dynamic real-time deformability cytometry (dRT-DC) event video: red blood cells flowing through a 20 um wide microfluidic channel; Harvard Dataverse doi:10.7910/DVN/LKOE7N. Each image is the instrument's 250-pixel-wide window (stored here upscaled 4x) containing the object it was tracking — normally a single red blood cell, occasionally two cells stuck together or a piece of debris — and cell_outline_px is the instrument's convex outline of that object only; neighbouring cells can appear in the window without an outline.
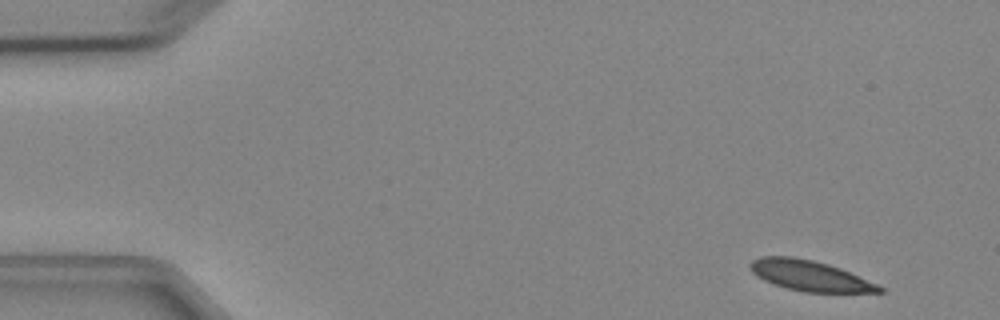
{"species": "Egyptian fruit bat (a non-hibernating species)", "species_latin": "Rousettus aegyptiacus", "temperature_condition": "cold", "stored_images_in_passage": 4, "camera_frame_rate_fps": 3000, "um_per_image_px": 0.085, "animal": {"sex": "female"}, "frame": {"image": 1, "passage_image": 1, "time_ms": 0.0, "image_size_px": [1000, 320], "cell_outline_px": [[884, 292], [804, 292], [788, 288], [764, 280], [756, 276], [752, 272], [748, 264], [752, 260], [760, 256], [792, 256], [812, 260], [828, 264], [840, 268], [876, 284], [884, 288]], "centroid_in_image_um": [68.79, 23.42], "position_along_channel_um": 16.2, "area_um2": 22.66}}
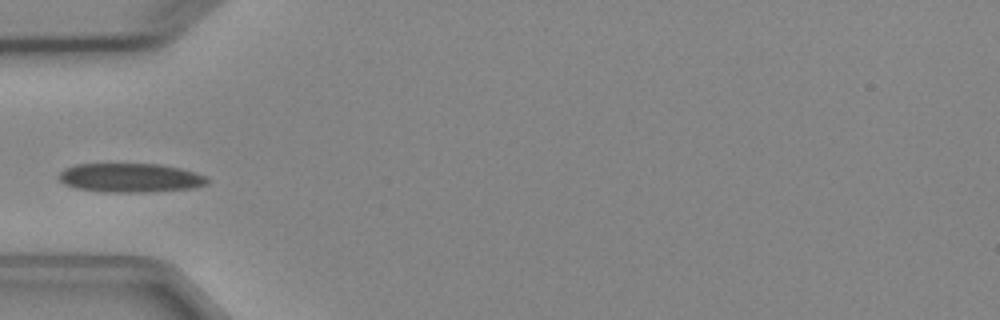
{"frame": {"image": 2, "passage_image": 4, "time_ms": 4.333, "image_size_px": [1000, 320], "cell_outline_px": [[208, 184], [192, 188], [148, 192], [108, 192], [76, 188], [64, 184], [56, 176], [64, 168], [76, 164], [160, 164], [180, 168], [196, 172], [208, 176]], "centroid_in_image_um": [11.08, 15.11], "position_along_channel_um": 73.9, "area_um2": 25.26}}